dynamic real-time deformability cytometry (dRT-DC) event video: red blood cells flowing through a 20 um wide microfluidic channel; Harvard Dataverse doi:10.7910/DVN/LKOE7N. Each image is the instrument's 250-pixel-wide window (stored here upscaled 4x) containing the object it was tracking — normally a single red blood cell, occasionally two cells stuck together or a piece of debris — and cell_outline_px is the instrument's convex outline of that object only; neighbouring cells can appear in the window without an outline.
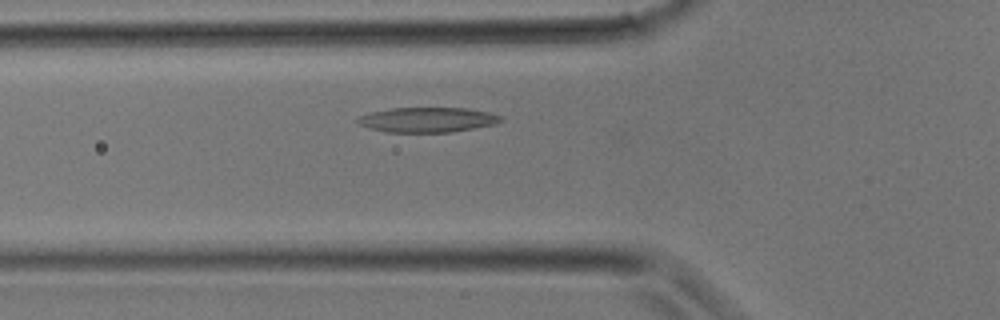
{"species": "common noctule bat (a hibernating species)", "species_latin": "Nyctalus noctula", "temperature_condition": "room temperature", "stored_images_in_passage": 23, "camera_frame_rate_fps": 3000, "um_per_image_px": 0.085, "animal": {"sex": "male", "body_mass_g": 17.9}, "frame": {"image": 1, "passage_image": 7, "time_ms": 2.0, "image_size_px": [1000, 320], "cell_outline_px": [[504, 120], [496, 124], [452, 132], [388, 132], [368, 128], [360, 124], [356, 120], [360, 116], [368, 112], [392, 108], [468, 108], [488, 112], [504, 116]], "centroid_in_image_um": [36.37, 10.18], "position_along_channel_um": 89.4, "area_um2": 20.92}}
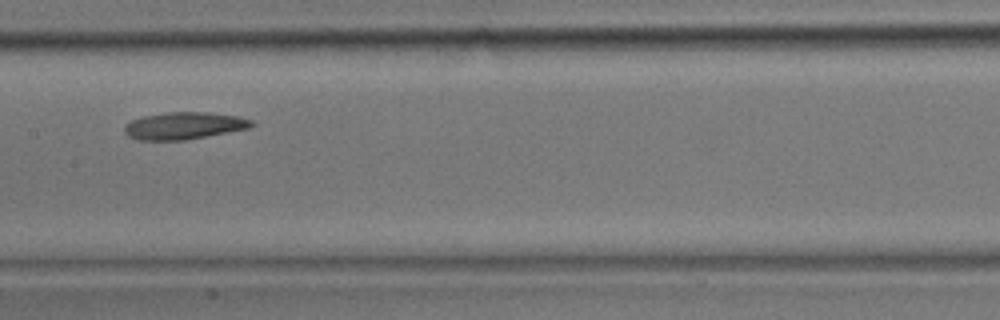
{"frame": {"image": 2, "passage_image": 12, "time_ms": 3.667, "image_size_px": [1000, 320], "cell_outline_px": [[256, 124], [248, 128], [184, 140], [140, 140], [128, 136], [124, 132], [124, 124], [132, 120], [144, 116], [168, 112], [208, 112], [236, 116], [252, 120]], "centroid_in_image_um": [15.61, 10.68], "position_along_channel_um": 191.8, "area_um2": 19.94}}
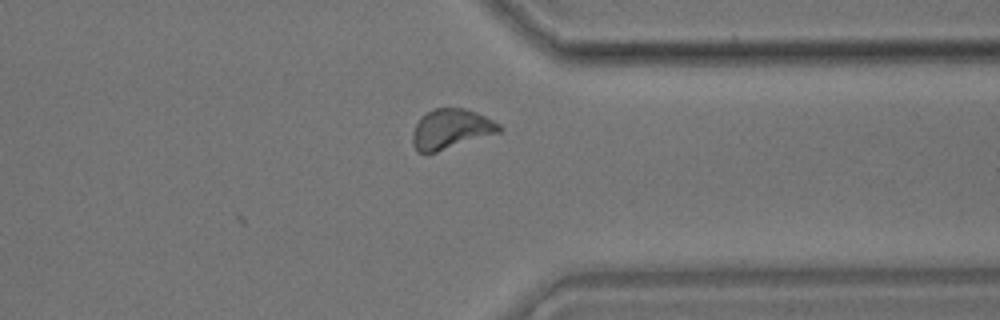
{"frame": {"image": 3, "passage_image": 21, "time_ms": 6.667, "image_size_px": [1000, 320], "cell_outline_px": [[504, 128], [500, 132], [436, 152], [416, 152], [412, 144], [412, 132], [420, 116], [436, 108], [464, 108], [476, 112], [500, 124]], "centroid_in_image_um": [38.31, 10.96], "position_along_channel_um": 373.1, "area_um2": 20.06}}